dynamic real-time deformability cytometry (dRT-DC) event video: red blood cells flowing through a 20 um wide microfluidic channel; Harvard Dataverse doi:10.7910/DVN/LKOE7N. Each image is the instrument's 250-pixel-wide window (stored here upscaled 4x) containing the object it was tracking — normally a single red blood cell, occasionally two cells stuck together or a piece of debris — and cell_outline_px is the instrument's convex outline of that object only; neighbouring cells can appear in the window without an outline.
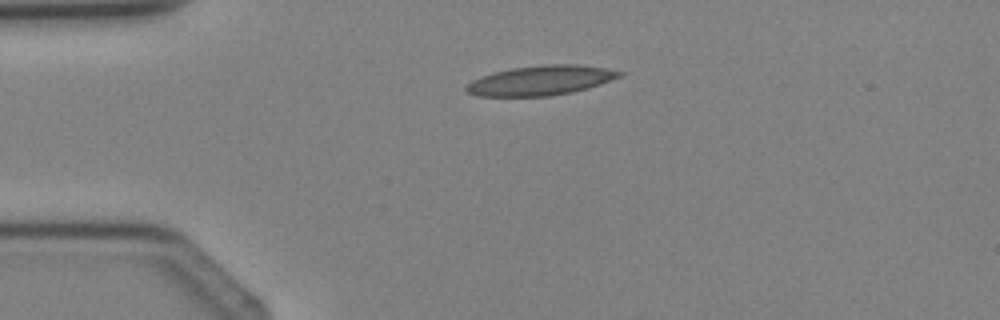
{"species": "Egyptian fruit bat (a non-hibernating species)", "species_latin": "Rousettus aegyptiacus", "temperature_condition": "cold", "stored_images_in_passage": 4, "camera_frame_rate_fps": 3000, "um_per_image_px": 0.085, "animal": {"sex": "female"}, "frame": {"image": 1, "passage_image": 3, "time_ms": 2.333, "image_size_px": [1000, 320], "cell_outline_px": [[624, 72], [620, 76], [600, 84], [588, 88], [572, 92], [548, 96], [476, 96], [468, 92], [464, 88], [472, 80], [492, 72], [512, 68], [544, 64], [576, 64], [604, 68]], "centroid_in_image_um": [45.93, 6.83], "position_along_channel_um": 39.1, "area_um2": 26.36}}